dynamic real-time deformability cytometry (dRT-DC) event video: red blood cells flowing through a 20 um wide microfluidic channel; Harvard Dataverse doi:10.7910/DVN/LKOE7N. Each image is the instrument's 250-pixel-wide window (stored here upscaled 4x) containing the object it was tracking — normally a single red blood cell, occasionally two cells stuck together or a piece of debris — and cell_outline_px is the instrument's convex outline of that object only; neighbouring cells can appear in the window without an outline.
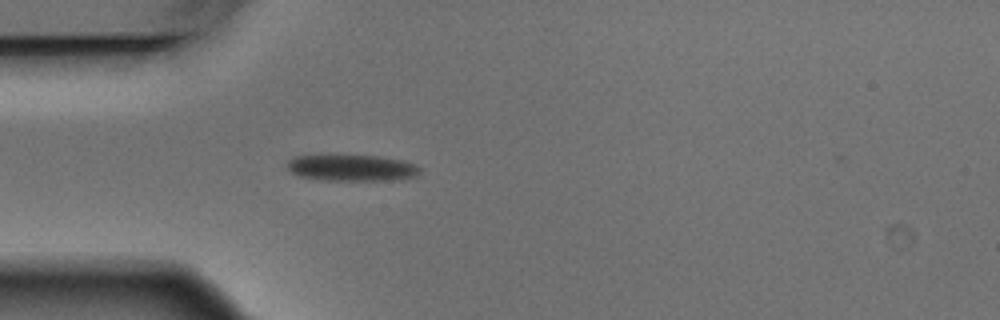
{"species": "Egyptian fruit bat (a non-hibernating species)", "species_latin": "Rousettus aegyptiacus", "temperature_condition": "warm", "stored_images_in_passage": 3, "camera_frame_rate_fps": 3000, "um_per_image_px": 0.085, "animal": {"sex": "male"}, "frame": {"image": 1, "passage_image": 3, "time_ms": 0.667, "image_size_px": [1000, 320], "cell_outline_px": [[420, 172], [416, 176], [400, 180], [320, 180], [300, 176], [292, 172], [288, 168], [288, 160], [296, 156], [376, 156], [400, 160], [416, 164], [420, 168]], "centroid_in_image_um": [29.95, 14.28], "position_along_channel_um": 55.1, "area_um2": 20.11}}